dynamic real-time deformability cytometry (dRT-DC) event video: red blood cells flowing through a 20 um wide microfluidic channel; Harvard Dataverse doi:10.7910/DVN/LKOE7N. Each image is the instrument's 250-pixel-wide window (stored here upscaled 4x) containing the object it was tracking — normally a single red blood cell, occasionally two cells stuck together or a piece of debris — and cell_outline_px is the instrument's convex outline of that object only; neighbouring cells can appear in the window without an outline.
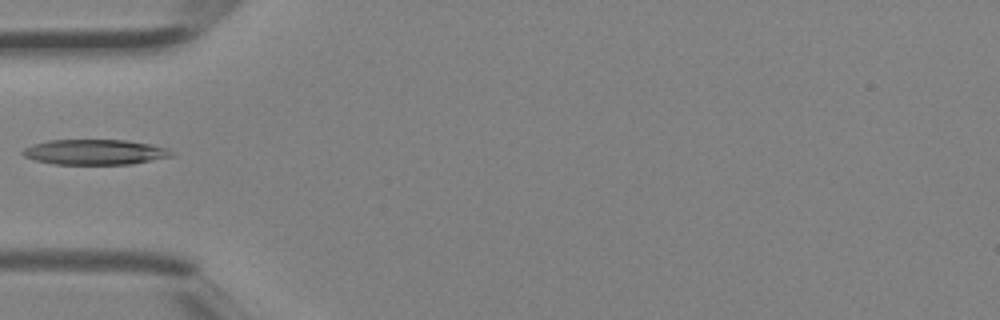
{"species": "Egyptian fruit bat (a non-hibernating species)", "species_latin": "Rousettus aegyptiacus", "temperature_condition": "room temperature", "stored_images_in_passage": 4, "camera_frame_rate_fps": 3000, "um_per_image_px": 0.085, "animal": {"sex": "female"}, "frame": {"image": 1, "passage_image": 4, "time_ms": 1.0, "image_size_px": [1000, 320], "cell_outline_px": [[176, 156], [132, 164], [56, 164], [36, 160], [24, 156], [20, 152], [24, 148], [32, 144], [48, 140], [128, 140], [168, 148], [176, 152]], "centroid_in_image_um": [8.12, 12.92], "position_along_channel_um": 76.9, "area_um2": 22.08}}